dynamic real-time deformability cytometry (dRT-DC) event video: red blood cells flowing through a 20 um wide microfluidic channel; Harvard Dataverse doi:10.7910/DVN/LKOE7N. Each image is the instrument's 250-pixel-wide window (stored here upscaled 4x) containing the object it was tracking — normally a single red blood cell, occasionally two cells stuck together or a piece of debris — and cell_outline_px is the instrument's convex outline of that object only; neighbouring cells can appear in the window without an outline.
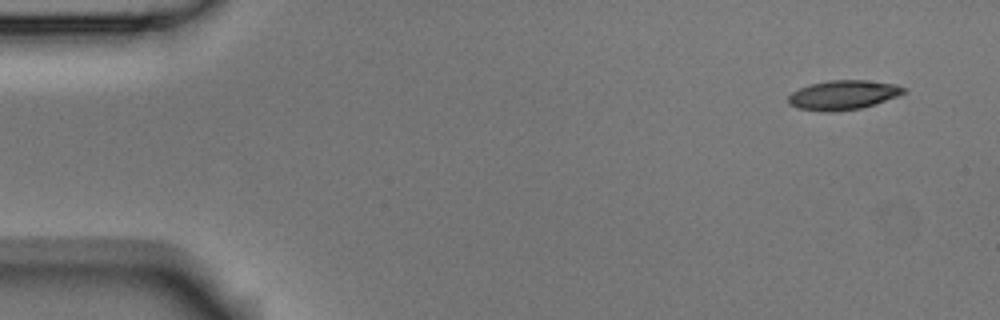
{"species": "Egyptian fruit bat (a non-hibernating species)", "species_latin": "Rousettus aegyptiacus", "temperature_condition": "room temperature", "stored_images_in_passage": 6, "camera_frame_rate_fps": 3000, "um_per_image_px": 0.085, "animal": {"sex": "male"}, "frame": {"image": 1, "passage_image": 1, "time_ms": 0.0, "image_size_px": [1000, 320], "cell_outline_px": [[908, 92], [900, 96], [860, 108], [832, 112], [828, 112], [796, 108], [788, 104], [788, 96], [792, 92], [808, 84], [828, 80], [864, 80], [896, 84], [908, 88]], "centroid_in_image_um": [71.69, 8.07], "position_along_channel_um": 13.3, "area_um2": 20.0}}
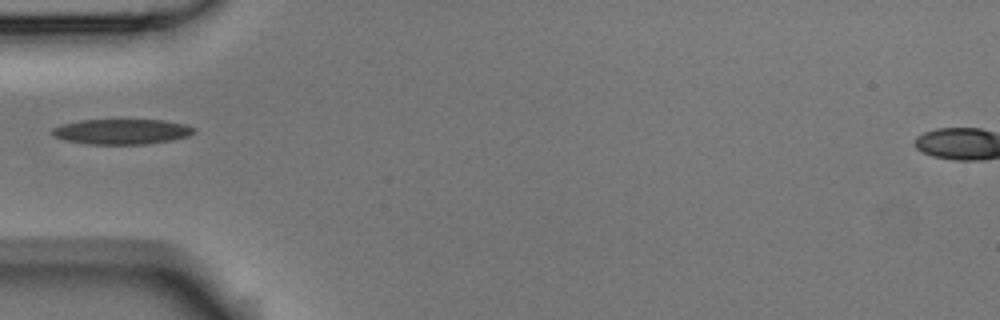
{"frame": {"image": 2, "passage_image": 5, "time_ms": 1.333, "image_size_px": [1000, 320], "cell_outline_px": [[196, 132], [188, 136], [172, 140], [144, 144], [84, 144], [64, 140], [56, 136], [52, 132], [52, 128], [64, 124], [80, 120], [164, 120], [184, 124], [196, 128]], "centroid_in_image_um": [10.38, 11.19], "position_along_channel_um": 74.6, "area_um2": 20.81}}
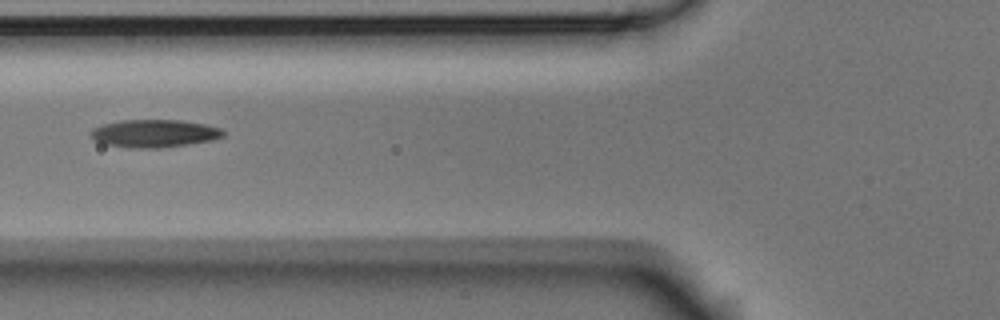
{"frame": {"image": 3, "passage_image": 6, "time_ms": 1.667, "image_size_px": [1000, 320], "cell_outline_px": [[224, 136], [212, 140], [188, 144], [160, 148], [132, 148], [104, 144], [96, 140], [88, 132], [92, 128], [104, 124], [120, 120], [180, 120], [204, 124], [220, 128], [224, 132]], "centroid_in_image_um": [13.1, 11.34], "position_along_channel_um": 112.7, "area_um2": 21.39}}